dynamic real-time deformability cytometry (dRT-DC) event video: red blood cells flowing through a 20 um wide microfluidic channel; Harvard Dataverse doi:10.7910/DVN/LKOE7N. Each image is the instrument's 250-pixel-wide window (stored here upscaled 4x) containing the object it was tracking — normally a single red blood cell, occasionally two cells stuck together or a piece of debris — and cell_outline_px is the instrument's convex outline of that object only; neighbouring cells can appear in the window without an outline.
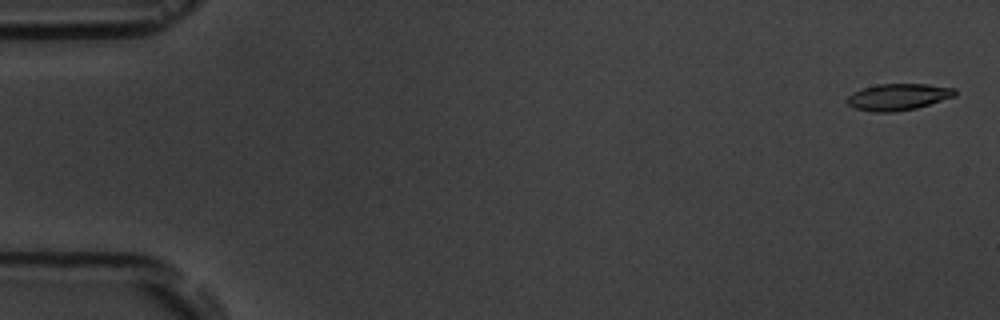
{"species": "common noctule bat (a hibernating species)", "species_latin": "Nyctalus noctula", "temperature_condition": "room temperature", "stored_images_in_passage": 8, "camera_frame_rate_fps": 3000, "um_per_image_px": 0.085, "animal": {"sex": "male", "body_mass_g": 19.5, "forearm_length_mm": 54.6}, "frame": {"image": 1, "passage_image": 1, "time_ms": 0.0, "image_size_px": [1000, 320], "cell_outline_px": [[956, 96], [916, 108], [896, 112], [876, 112], [856, 108], [848, 104], [844, 100], [852, 92], [876, 84], [928, 84], [956, 88]], "centroid_in_image_um": [76.35, 8.23], "position_along_channel_um": 8.7, "area_um2": 16.76}}
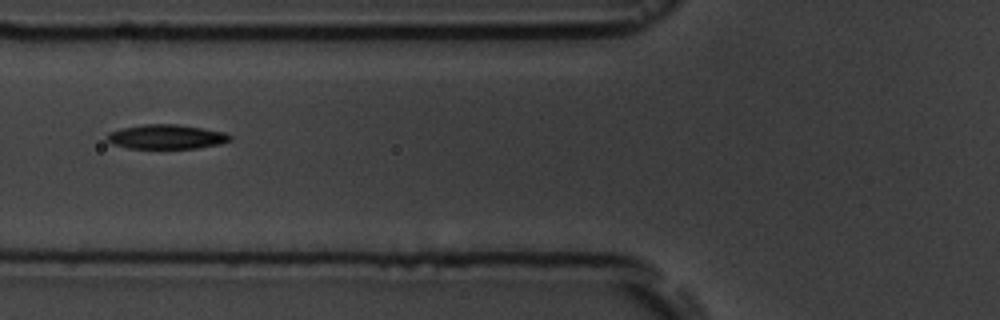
{"frame": {"image": 2, "passage_image": 7, "time_ms": 6.667, "image_size_px": [1000, 320], "cell_outline_px": [[232, 140], [220, 144], [196, 148], [128, 148], [112, 144], [104, 136], [108, 132], [120, 128], [144, 124], [176, 124], [224, 132], [232, 136]], "centroid_in_image_um": [14.1, 11.62], "position_along_channel_um": 111.7, "area_um2": 17.51}}
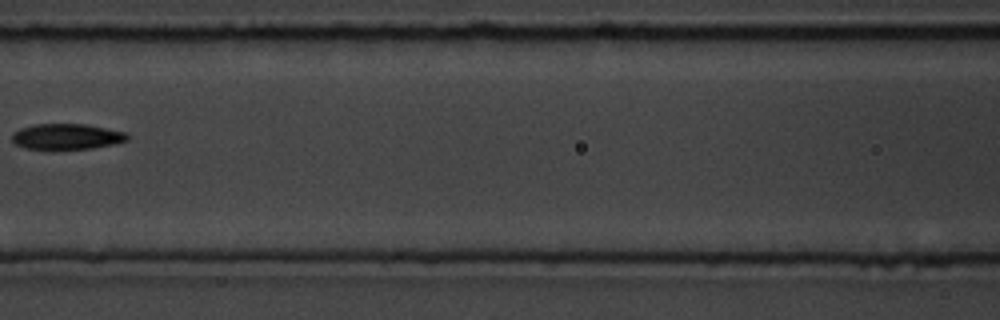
{"frame": {"image": 3, "passage_image": 8, "time_ms": 8.0, "image_size_px": [1000, 320], "cell_outline_px": [[132, 136], [128, 140], [116, 144], [92, 148], [24, 148], [16, 144], [12, 140], [12, 132], [20, 128], [36, 124], [84, 124], [124, 132]], "centroid_in_image_um": [5.69, 11.6], "position_along_channel_um": 160.9, "area_um2": 17.05}}